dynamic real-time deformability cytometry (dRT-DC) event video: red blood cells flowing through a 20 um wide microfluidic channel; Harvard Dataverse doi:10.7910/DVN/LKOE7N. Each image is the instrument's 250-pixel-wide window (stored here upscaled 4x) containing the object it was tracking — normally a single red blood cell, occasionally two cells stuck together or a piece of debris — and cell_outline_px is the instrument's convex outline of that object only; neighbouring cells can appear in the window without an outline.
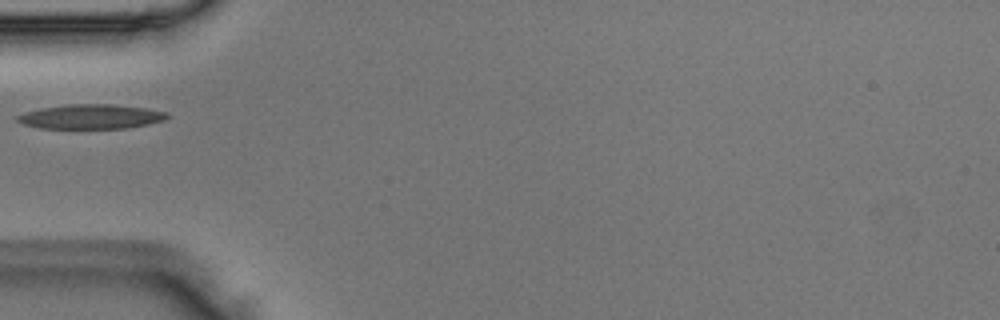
{"species": "Egyptian fruit bat (a non-hibernating species)", "species_latin": "Rousettus aegyptiacus", "temperature_condition": "room temperature", "stored_images_in_passage": 1, "camera_frame_rate_fps": 3000, "um_per_image_px": 0.085, "animal": {"sex": "male"}, "frame": {"image": 1, "passage_image": 1, "time_ms": 0.0, "image_size_px": [1000, 320], "cell_outline_px": [[168, 116], [164, 120], [148, 124], [128, 128], [40, 128], [24, 124], [16, 120], [16, 116], [24, 112], [40, 108], [68, 104], [112, 104], [144, 108], [168, 112]], "centroid_in_image_um": [7.71, 9.91], "position_along_channel_um": 77.3, "area_um2": 21.33}}